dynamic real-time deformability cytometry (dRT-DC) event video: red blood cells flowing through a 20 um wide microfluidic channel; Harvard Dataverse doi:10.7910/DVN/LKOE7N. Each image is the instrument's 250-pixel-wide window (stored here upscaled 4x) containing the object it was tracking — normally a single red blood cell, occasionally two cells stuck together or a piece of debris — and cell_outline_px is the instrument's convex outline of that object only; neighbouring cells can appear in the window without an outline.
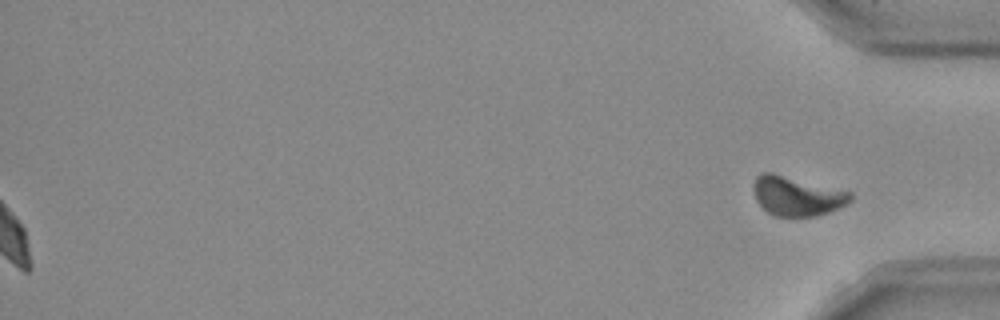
{"species": "Egyptian fruit bat (a non-hibernating species)", "species_latin": "Rousettus aegyptiacus", "temperature_condition": "room temperature", "stored_images_in_passage": 51, "segment_of_instrument_passage": [2, 2], "camera_frame_rate_fps": 3000, "um_per_image_px": 0.085, "frame": {"image": 1, "passage_image": 51, "time_ms": 16.667, "image_size_px": [1000, 320], "cell_outline_px": [[852, 200], [848, 204], [828, 212], [816, 216], [772, 216], [756, 200], [752, 188], [756, 176], [760, 172], [772, 172], [852, 192]], "centroid_in_image_um": [67.73, 16.65], "position_along_channel_um": 367.5, "area_um2": 22.37}}